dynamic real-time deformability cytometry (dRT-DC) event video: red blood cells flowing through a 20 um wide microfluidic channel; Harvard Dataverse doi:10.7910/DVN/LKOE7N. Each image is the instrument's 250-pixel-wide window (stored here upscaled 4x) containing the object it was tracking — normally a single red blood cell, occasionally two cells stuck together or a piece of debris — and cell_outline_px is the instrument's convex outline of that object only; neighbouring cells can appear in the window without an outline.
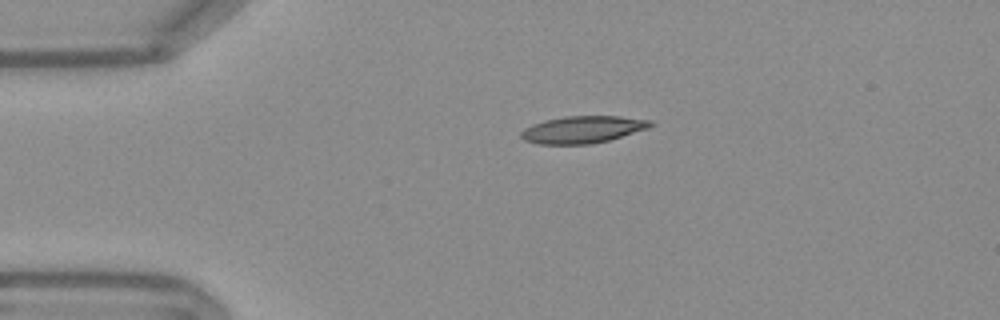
{"species": "Egyptian fruit bat (a non-hibernating species)", "species_latin": "Rousettus aegyptiacus", "temperature_condition": "warm", "stored_images_in_passage": 43, "camera_frame_rate_fps": 3000, "um_per_image_px": 0.085, "frame": {"image": 1, "passage_image": 1, "time_ms": 0.0, "image_size_px": [1000, 320], "cell_outline_px": [[656, 124], [648, 128], [608, 140], [592, 144], [536, 144], [524, 140], [520, 136], [520, 132], [524, 128], [532, 124], [544, 120], [564, 116], [620, 116], [652, 120]], "centroid_in_image_um": [49.51, 11.0], "position_along_channel_um": 35.5, "area_um2": 20.58}}
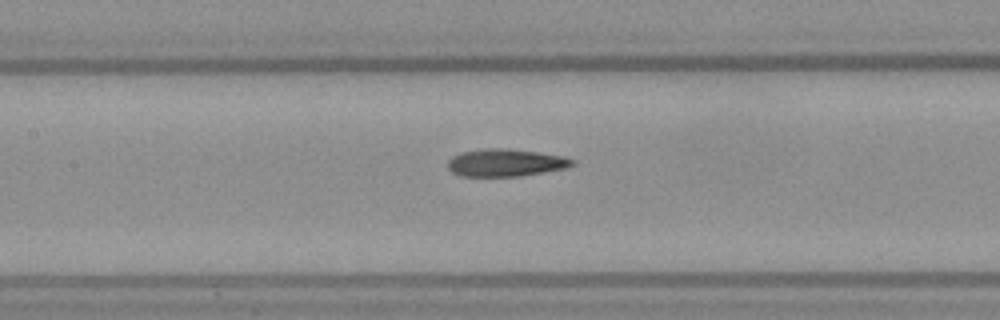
{"frame": {"image": 2, "passage_image": 14, "time_ms": 4.333, "image_size_px": [1000, 320], "cell_outline_px": [[576, 164], [568, 168], [520, 176], [460, 176], [452, 172], [448, 168], [448, 160], [452, 156], [460, 152], [484, 148], [508, 148], [540, 152], [564, 156], [576, 160]], "centroid_in_image_um": [43.01, 13.82], "position_along_channel_um": 164.4, "area_um2": 20.29}}
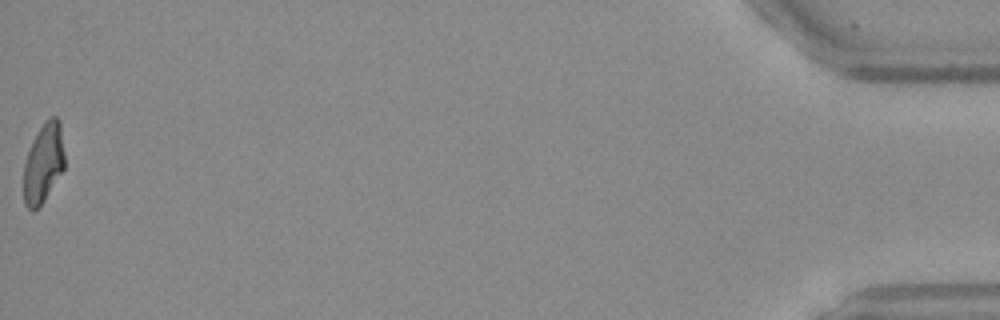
{"frame": {"image": 3, "passage_image": 43, "time_ms": 14.0, "image_size_px": [1000, 320], "cell_outline_px": [[64, 168], [44, 200], [32, 212], [24, 204], [24, 164], [32, 140], [44, 120], [52, 116], [56, 116], [60, 120], [64, 152]], "centroid_in_image_um": [3.69, 13.82], "position_along_channel_um": 431.5, "area_um2": 18.9}, "authors_computed_cell_mechanics": {"area_um2": 20.0566, "velocity_mm_per_s": 3.8077, "shape_relaxation_time_tau1_ms": null, "shape_relaxation_time_tau2_ms": 3.9011, "deformation_change_tau1": null, "deformation_change_tau2": 0.1009}}